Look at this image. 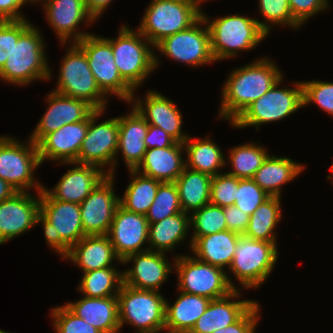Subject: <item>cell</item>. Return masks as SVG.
<instances>
[{"instance_id":"obj_51","label":"cell","mask_w":333,"mask_h":333,"mask_svg":"<svg viewBox=\"0 0 333 333\" xmlns=\"http://www.w3.org/2000/svg\"><path fill=\"white\" fill-rule=\"evenodd\" d=\"M13 50V20H0V69Z\"/></svg>"},{"instance_id":"obj_40","label":"cell","mask_w":333,"mask_h":333,"mask_svg":"<svg viewBox=\"0 0 333 333\" xmlns=\"http://www.w3.org/2000/svg\"><path fill=\"white\" fill-rule=\"evenodd\" d=\"M181 212L183 211L175 183L161 182L159 184L155 199L146 214L148 223H156L164 218Z\"/></svg>"},{"instance_id":"obj_19","label":"cell","mask_w":333,"mask_h":333,"mask_svg":"<svg viewBox=\"0 0 333 333\" xmlns=\"http://www.w3.org/2000/svg\"><path fill=\"white\" fill-rule=\"evenodd\" d=\"M42 0H38L40 2ZM44 12L47 22L50 24L61 45H65L68 40L77 43L91 33H85L78 30L82 21L85 24H91L95 21L88 12L85 0H44ZM71 39V41H70Z\"/></svg>"},{"instance_id":"obj_26","label":"cell","mask_w":333,"mask_h":333,"mask_svg":"<svg viewBox=\"0 0 333 333\" xmlns=\"http://www.w3.org/2000/svg\"><path fill=\"white\" fill-rule=\"evenodd\" d=\"M129 114L119 116V136L117 153L121 152L128 170H135L142 162L147 150L144 138L148 131V123L132 107Z\"/></svg>"},{"instance_id":"obj_20","label":"cell","mask_w":333,"mask_h":333,"mask_svg":"<svg viewBox=\"0 0 333 333\" xmlns=\"http://www.w3.org/2000/svg\"><path fill=\"white\" fill-rule=\"evenodd\" d=\"M166 253L147 250L126 257L122 263L133 262L131 269L123 271V284L135 289L160 292L161 285L174 265L167 261Z\"/></svg>"},{"instance_id":"obj_48","label":"cell","mask_w":333,"mask_h":333,"mask_svg":"<svg viewBox=\"0 0 333 333\" xmlns=\"http://www.w3.org/2000/svg\"><path fill=\"white\" fill-rule=\"evenodd\" d=\"M259 310L258 302H255L235 323L226 329H216L213 333H247L253 325L258 324Z\"/></svg>"},{"instance_id":"obj_57","label":"cell","mask_w":333,"mask_h":333,"mask_svg":"<svg viewBox=\"0 0 333 333\" xmlns=\"http://www.w3.org/2000/svg\"><path fill=\"white\" fill-rule=\"evenodd\" d=\"M0 333H11V332L3 331L0 329Z\"/></svg>"},{"instance_id":"obj_7","label":"cell","mask_w":333,"mask_h":333,"mask_svg":"<svg viewBox=\"0 0 333 333\" xmlns=\"http://www.w3.org/2000/svg\"><path fill=\"white\" fill-rule=\"evenodd\" d=\"M118 297L120 329L124 323L137 333H160L165 330L166 298L158 291L141 290L121 285Z\"/></svg>"},{"instance_id":"obj_2","label":"cell","mask_w":333,"mask_h":333,"mask_svg":"<svg viewBox=\"0 0 333 333\" xmlns=\"http://www.w3.org/2000/svg\"><path fill=\"white\" fill-rule=\"evenodd\" d=\"M42 38L28 20H13V50L0 69V80L22 86L37 79H51Z\"/></svg>"},{"instance_id":"obj_6","label":"cell","mask_w":333,"mask_h":333,"mask_svg":"<svg viewBox=\"0 0 333 333\" xmlns=\"http://www.w3.org/2000/svg\"><path fill=\"white\" fill-rule=\"evenodd\" d=\"M202 16L195 0H152L138 31L153 45L188 29Z\"/></svg>"},{"instance_id":"obj_43","label":"cell","mask_w":333,"mask_h":333,"mask_svg":"<svg viewBox=\"0 0 333 333\" xmlns=\"http://www.w3.org/2000/svg\"><path fill=\"white\" fill-rule=\"evenodd\" d=\"M53 327L55 333H101L91 324L73 313L66 305L52 309Z\"/></svg>"},{"instance_id":"obj_31","label":"cell","mask_w":333,"mask_h":333,"mask_svg":"<svg viewBox=\"0 0 333 333\" xmlns=\"http://www.w3.org/2000/svg\"><path fill=\"white\" fill-rule=\"evenodd\" d=\"M211 299L180 291L177 300L165 303V331L167 333H189L196 321L205 312Z\"/></svg>"},{"instance_id":"obj_52","label":"cell","mask_w":333,"mask_h":333,"mask_svg":"<svg viewBox=\"0 0 333 333\" xmlns=\"http://www.w3.org/2000/svg\"><path fill=\"white\" fill-rule=\"evenodd\" d=\"M31 0H0V20H23L26 17L20 12L21 7ZM21 13V14H20Z\"/></svg>"},{"instance_id":"obj_23","label":"cell","mask_w":333,"mask_h":333,"mask_svg":"<svg viewBox=\"0 0 333 333\" xmlns=\"http://www.w3.org/2000/svg\"><path fill=\"white\" fill-rule=\"evenodd\" d=\"M75 167L69 169L52 190L43 189L55 200L81 204L94 188L108 175L94 165L62 162ZM76 164V165H75Z\"/></svg>"},{"instance_id":"obj_35","label":"cell","mask_w":333,"mask_h":333,"mask_svg":"<svg viewBox=\"0 0 333 333\" xmlns=\"http://www.w3.org/2000/svg\"><path fill=\"white\" fill-rule=\"evenodd\" d=\"M211 180L212 177L208 174L184 168L174 182L183 212L192 214L210 203Z\"/></svg>"},{"instance_id":"obj_32","label":"cell","mask_w":333,"mask_h":333,"mask_svg":"<svg viewBox=\"0 0 333 333\" xmlns=\"http://www.w3.org/2000/svg\"><path fill=\"white\" fill-rule=\"evenodd\" d=\"M306 167L288 157L270 156L252 178L270 196H281V187L295 179Z\"/></svg>"},{"instance_id":"obj_46","label":"cell","mask_w":333,"mask_h":333,"mask_svg":"<svg viewBox=\"0 0 333 333\" xmlns=\"http://www.w3.org/2000/svg\"><path fill=\"white\" fill-rule=\"evenodd\" d=\"M302 85L303 106L314 103L333 116V82L313 80L303 81Z\"/></svg>"},{"instance_id":"obj_11","label":"cell","mask_w":333,"mask_h":333,"mask_svg":"<svg viewBox=\"0 0 333 333\" xmlns=\"http://www.w3.org/2000/svg\"><path fill=\"white\" fill-rule=\"evenodd\" d=\"M283 78L256 101L232 123L235 128L255 126L284 119L303 106L302 82L294 83V88H278Z\"/></svg>"},{"instance_id":"obj_39","label":"cell","mask_w":333,"mask_h":333,"mask_svg":"<svg viewBox=\"0 0 333 333\" xmlns=\"http://www.w3.org/2000/svg\"><path fill=\"white\" fill-rule=\"evenodd\" d=\"M268 155L265 147L252 142L232 147L228 158L233 169L227 173L239 179L253 178Z\"/></svg>"},{"instance_id":"obj_16","label":"cell","mask_w":333,"mask_h":333,"mask_svg":"<svg viewBox=\"0 0 333 333\" xmlns=\"http://www.w3.org/2000/svg\"><path fill=\"white\" fill-rule=\"evenodd\" d=\"M114 176L107 175L80 204L81 221L86 235H107L119 198L113 190Z\"/></svg>"},{"instance_id":"obj_47","label":"cell","mask_w":333,"mask_h":333,"mask_svg":"<svg viewBox=\"0 0 333 333\" xmlns=\"http://www.w3.org/2000/svg\"><path fill=\"white\" fill-rule=\"evenodd\" d=\"M294 19L302 26L312 16L329 6L328 0H288Z\"/></svg>"},{"instance_id":"obj_41","label":"cell","mask_w":333,"mask_h":333,"mask_svg":"<svg viewBox=\"0 0 333 333\" xmlns=\"http://www.w3.org/2000/svg\"><path fill=\"white\" fill-rule=\"evenodd\" d=\"M193 236L201 237L227 230L224 208L213 204L204 205L190 215Z\"/></svg>"},{"instance_id":"obj_21","label":"cell","mask_w":333,"mask_h":333,"mask_svg":"<svg viewBox=\"0 0 333 333\" xmlns=\"http://www.w3.org/2000/svg\"><path fill=\"white\" fill-rule=\"evenodd\" d=\"M36 196L38 197L28 192H17L0 202V245L36 225L40 214V192Z\"/></svg>"},{"instance_id":"obj_27","label":"cell","mask_w":333,"mask_h":333,"mask_svg":"<svg viewBox=\"0 0 333 333\" xmlns=\"http://www.w3.org/2000/svg\"><path fill=\"white\" fill-rule=\"evenodd\" d=\"M183 143L173 146L147 149L142 162L135 169L138 173L161 182H175L185 168L182 157Z\"/></svg>"},{"instance_id":"obj_49","label":"cell","mask_w":333,"mask_h":333,"mask_svg":"<svg viewBox=\"0 0 333 333\" xmlns=\"http://www.w3.org/2000/svg\"><path fill=\"white\" fill-rule=\"evenodd\" d=\"M224 215L227 230L244 235L250 220V215L243 212L235 205L224 207Z\"/></svg>"},{"instance_id":"obj_56","label":"cell","mask_w":333,"mask_h":333,"mask_svg":"<svg viewBox=\"0 0 333 333\" xmlns=\"http://www.w3.org/2000/svg\"><path fill=\"white\" fill-rule=\"evenodd\" d=\"M195 1H196V3H197L198 7L200 8V7H201L200 4H201L203 1H206V0H195Z\"/></svg>"},{"instance_id":"obj_15","label":"cell","mask_w":333,"mask_h":333,"mask_svg":"<svg viewBox=\"0 0 333 333\" xmlns=\"http://www.w3.org/2000/svg\"><path fill=\"white\" fill-rule=\"evenodd\" d=\"M154 48L175 62H182L191 67L215 62L209 27L203 16L188 29L165 37Z\"/></svg>"},{"instance_id":"obj_17","label":"cell","mask_w":333,"mask_h":333,"mask_svg":"<svg viewBox=\"0 0 333 333\" xmlns=\"http://www.w3.org/2000/svg\"><path fill=\"white\" fill-rule=\"evenodd\" d=\"M48 101V102H47ZM48 108L29 139L36 145L48 134L66 124L87 119L96 109L87 101L51 91L47 95Z\"/></svg>"},{"instance_id":"obj_53","label":"cell","mask_w":333,"mask_h":333,"mask_svg":"<svg viewBox=\"0 0 333 333\" xmlns=\"http://www.w3.org/2000/svg\"><path fill=\"white\" fill-rule=\"evenodd\" d=\"M112 0H85L88 12L96 20L104 13L105 9L111 4Z\"/></svg>"},{"instance_id":"obj_36","label":"cell","mask_w":333,"mask_h":333,"mask_svg":"<svg viewBox=\"0 0 333 333\" xmlns=\"http://www.w3.org/2000/svg\"><path fill=\"white\" fill-rule=\"evenodd\" d=\"M128 171L132 178L122 198H119L120 206L127 211L146 215L161 181L144 176L136 170Z\"/></svg>"},{"instance_id":"obj_24","label":"cell","mask_w":333,"mask_h":333,"mask_svg":"<svg viewBox=\"0 0 333 333\" xmlns=\"http://www.w3.org/2000/svg\"><path fill=\"white\" fill-rule=\"evenodd\" d=\"M136 100V101H134ZM135 102L133 107L145 119L148 125L160 127L177 142L184 143L188 138L186 133L182 132V115L177 105L159 92L149 90L144 98L132 97L131 102Z\"/></svg>"},{"instance_id":"obj_14","label":"cell","mask_w":333,"mask_h":333,"mask_svg":"<svg viewBox=\"0 0 333 333\" xmlns=\"http://www.w3.org/2000/svg\"><path fill=\"white\" fill-rule=\"evenodd\" d=\"M104 111L95 110L89 116L86 137L75 163L94 165L101 167L103 171H105L104 166H109L107 174L114 176V169H116V162H118L116 151L118 148L119 116L96 124L97 118L101 117Z\"/></svg>"},{"instance_id":"obj_12","label":"cell","mask_w":333,"mask_h":333,"mask_svg":"<svg viewBox=\"0 0 333 333\" xmlns=\"http://www.w3.org/2000/svg\"><path fill=\"white\" fill-rule=\"evenodd\" d=\"M40 165L38 147L32 140L23 144L11 136L0 137V178L18 192H29L28 188L35 187L38 193L43 189L33 177Z\"/></svg>"},{"instance_id":"obj_34","label":"cell","mask_w":333,"mask_h":333,"mask_svg":"<svg viewBox=\"0 0 333 333\" xmlns=\"http://www.w3.org/2000/svg\"><path fill=\"white\" fill-rule=\"evenodd\" d=\"M211 140L210 137L193 140L188 136L183 143L187 155L186 168L208 174L211 177L222 173L219 170L227 164L226 159L220 147Z\"/></svg>"},{"instance_id":"obj_5","label":"cell","mask_w":333,"mask_h":333,"mask_svg":"<svg viewBox=\"0 0 333 333\" xmlns=\"http://www.w3.org/2000/svg\"><path fill=\"white\" fill-rule=\"evenodd\" d=\"M204 13L202 16L209 27L215 61L230 59L242 50L249 51L268 36L254 18L233 14L210 21Z\"/></svg>"},{"instance_id":"obj_4","label":"cell","mask_w":333,"mask_h":333,"mask_svg":"<svg viewBox=\"0 0 333 333\" xmlns=\"http://www.w3.org/2000/svg\"><path fill=\"white\" fill-rule=\"evenodd\" d=\"M122 26L118 37L111 38L112 52L120 76L135 91L156 69L159 60L152 50L154 46L138 30Z\"/></svg>"},{"instance_id":"obj_3","label":"cell","mask_w":333,"mask_h":333,"mask_svg":"<svg viewBox=\"0 0 333 333\" xmlns=\"http://www.w3.org/2000/svg\"><path fill=\"white\" fill-rule=\"evenodd\" d=\"M44 227L46 243L62 259L86 234L81 221L80 204L53 199L44 189L40 191V214L36 224Z\"/></svg>"},{"instance_id":"obj_10","label":"cell","mask_w":333,"mask_h":333,"mask_svg":"<svg viewBox=\"0 0 333 333\" xmlns=\"http://www.w3.org/2000/svg\"><path fill=\"white\" fill-rule=\"evenodd\" d=\"M277 259V242L240 235L233 261L228 269L242 287L257 288L267 280Z\"/></svg>"},{"instance_id":"obj_1","label":"cell","mask_w":333,"mask_h":333,"mask_svg":"<svg viewBox=\"0 0 333 333\" xmlns=\"http://www.w3.org/2000/svg\"><path fill=\"white\" fill-rule=\"evenodd\" d=\"M282 78L281 70L266 57L231 71L221 91L219 116L232 124Z\"/></svg>"},{"instance_id":"obj_54","label":"cell","mask_w":333,"mask_h":333,"mask_svg":"<svg viewBox=\"0 0 333 333\" xmlns=\"http://www.w3.org/2000/svg\"><path fill=\"white\" fill-rule=\"evenodd\" d=\"M17 192L13 186L0 178V202L11 198Z\"/></svg>"},{"instance_id":"obj_28","label":"cell","mask_w":333,"mask_h":333,"mask_svg":"<svg viewBox=\"0 0 333 333\" xmlns=\"http://www.w3.org/2000/svg\"><path fill=\"white\" fill-rule=\"evenodd\" d=\"M66 306L101 333H118V297H82L79 301L69 302Z\"/></svg>"},{"instance_id":"obj_45","label":"cell","mask_w":333,"mask_h":333,"mask_svg":"<svg viewBox=\"0 0 333 333\" xmlns=\"http://www.w3.org/2000/svg\"><path fill=\"white\" fill-rule=\"evenodd\" d=\"M270 197L252 178L239 179L234 205L248 215Z\"/></svg>"},{"instance_id":"obj_44","label":"cell","mask_w":333,"mask_h":333,"mask_svg":"<svg viewBox=\"0 0 333 333\" xmlns=\"http://www.w3.org/2000/svg\"><path fill=\"white\" fill-rule=\"evenodd\" d=\"M239 178L228 173H219L212 177L210 189V204L227 207L234 205Z\"/></svg>"},{"instance_id":"obj_22","label":"cell","mask_w":333,"mask_h":333,"mask_svg":"<svg viewBox=\"0 0 333 333\" xmlns=\"http://www.w3.org/2000/svg\"><path fill=\"white\" fill-rule=\"evenodd\" d=\"M89 125V117L81 122L66 124L46 135L38 144L39 160L75 162L78 159Z\"/></svg>"},{"instance_id":"obj_29","label":"cell","mask_w":333,"mask_h":333,"mask_svg":"<svg viewBox=\"0 0 333 333\" xmlns=\"http://www.w3.org/2000/svg\"><path fill=\"white\" fill-rule=\"evenodd\" d=\"M67 258L76 263L82 272L114 267L112 262L115 259L123 264L107 235H85L70 249Z\"/></svg>"},{"instance_id":"obj_50","label":"cell","mask_w":333,"mask_h":333,"mask_svg":"<svg viewBox=\"0 0 333 333\" xmlns=\"http://www.w3.org/2000/svg\"><path fill=\"white\" fill-rule=\"evenodd\" d=\"M144 141L147 149L169 147L177 142L163 129L154 125H148V131Z\"/></svg>"},{"instance_id":"obj_13","label":"cell","mask_w":333,"mask_h":333,"mask_svg":"<svg viewBox=\"0 0 333 333\" xmlns=\"http://www.w3.org/2000/svg\"><path fill=\"white\" fill-rule=\"evenodd\" d=\"M77 44L84 50L100 90L106 96L114 94L121 100L130 103L132 97L135 96V91L120 76L114 62L111 38L89 34Z\"/></svg>"},{"instance_id":"obj_55","label":"cell","mask_w":333,"mask_h":333,"mask_svg":"<svg viewBox=\"0 0 333 333\" xmlns=\"http://www.w3.org/2000/svg\"><path fill=\"white\" fill-rule=\"evenodd\" d=\"M254 329H256V324L253 325V326L247 331V333H255V330H254Z\"/></svg>"},{"instance_id":"obj_9","label":"cell","mask_w":333,"mask_h":333,"mask_svg":"<svg viewBox=\"0 0 333 333\" xmlns=\"http://www.w3.org/2000/svg\"><path fill=\"white\" fill-rule=\"evenodd\" d=\"M173 260L179 281L178 291L213 300L225 297L234 289H238L223 268L201 262L190 254L174 255Z\"/></svg>"},{"instance_id":"obj_37","label":"cell","mask_w":333,"mask_h":333,"mask_svg":"<svg viewBox=\"0 0 333 333\" xmlns=\"http://www.w3.org/2000/svg\"><path fill=\"white\" fill-rule=\"evenodd\" d=\"M281 197L270 196L264 201L252 215L247 226L244 236L264 240L268 242H276L275 235L276 225L282 217Z\"/></svg>"},{"instance_id":"obj_30","label":"cell","mask_w":333,"mask_h":333,"mask_svg":"<svg viewBox=\"0 0 333 333\" xmlns=\"http://www.w3.org/2000/svg\"><path fill=\"white\" fill-rule=\"evenodd\" d=\"M240 234L225 230L207 236L191 237L189 243L195 258L201 262L229 268Z\"/></svg>"},{"instance_id":"obj_25","label":"cell","mask_w":333,"mask_h":333,"mask_svg":"<svg viewBox=\"0 0 333 333\" xmlns=\"http://www.w3.org/2000/svg\"><path fill=\"white\" fill-rule=\"evenodd\" d=\"M240 290L234 289L227 296L210 301L205 312L189 333H213L235 323L256 301L238 300Z\"/></svg>"},{"instance_id":"obj_33","label":"cell","mask_w":333,"mask_h":333,"mask_svg":"<svg viewBox=\"0 0 333 333\" xmlns=\"http://www.w3.org/2000/svg\"><path fill=\"white\" fill-rule=\"evenodd\" d=\"M185 212L177 213L156 223L149 224L148 249L163 252L173 251L174 247L184 241L191 228L190 216Z\"/></svg>"},{"instance_id":"obj_42","label":"cell","mask_w":333,"mask_h":333,"mask_svg":"<svg viewBox=\"0 0 333 333\" xmlns=\"http://www.w3.org/2000/svg\"><path fill=\"white\" fill-rule=\"evenodd\" d=\"M258 5L259 11L266 21L256 20L267 35L270 33V27H273L271 25H287L295 29L301 26L293 17L288 0H259Z\"/></svg>"},{"instance_id":"obj_38","label":"cell","mask_w":333,"mask_h":333,"mask_svg":"<svg viewBox=\"0 0 333 333\" xmlns=\"http://www.w3.org/2000/svg\"><path fill=\"white\" fill-rule=\"evenodd\" d=\"M122 271L115 267L91 270L82 275L78 291L87 297L117 296L123 283Z\"/></svg>"},{"instance_id":"obj_18","label":"cell","mask_w":333,"mask_h":333,"mask_svg":"<svg viewBox=\"0 0 333 333\" xmlns=\"http://www.w3.org/2000/svg\"><path fill=\"white\" fill-rule=\"evenodd\" d=\"M148 230L146 215L127 211L120 205L117 207L107 236L120 261L129 255L149 250L148 247H142L148 242Z\"/></svg>"},{"instance_id":"obj_8","label":"cell","mask_w":333,"mask_h":333,"mask_svg":"<svg viewBox=\"0 0 333 333\" xmlns=\"http://www.w3.org/2000/svg\"><path fill=\"white\" fill-rule=\"evenodd\" d=\"M70 45L61 60L57 87L53 91L87 101L96 110H106L108 100L91 72L84 50L77 43Z\"/></svg>"}]
</instances>
